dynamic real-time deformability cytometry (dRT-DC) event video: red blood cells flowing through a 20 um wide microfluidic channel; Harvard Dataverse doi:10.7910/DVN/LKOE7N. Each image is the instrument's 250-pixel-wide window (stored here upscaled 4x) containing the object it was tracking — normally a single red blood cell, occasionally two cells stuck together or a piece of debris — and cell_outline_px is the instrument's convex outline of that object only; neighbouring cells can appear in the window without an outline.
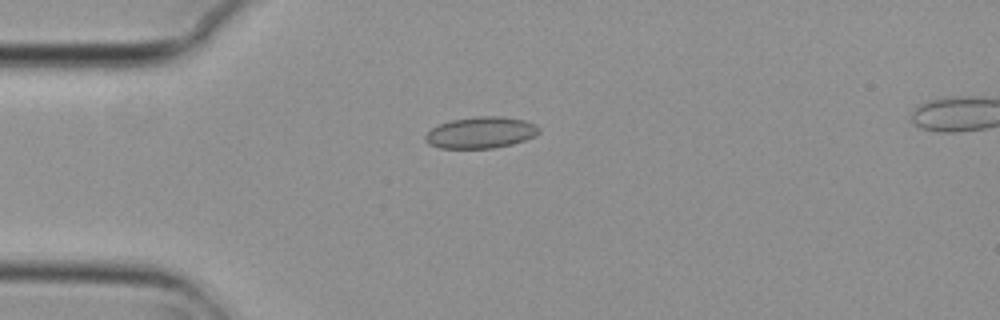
{"species": "common noctule bat (a hibernating species)", "species_latin": "Nyctalus noctula", "temperature_condition": "cold", "stored_images_in_passage": 6, "camera_frame_rate_fps": 3000, "um_per_image_px": 0.085, "animal": {"sex": "female", "body_mass_g": 29.2, "forearm_length_mm": 56.3}, "frame": {"image": 1, "passage_image": 4, "time_ms": 1.0, "image_size_px": [1000, 320], "cell_outline_px": [[540, 132], [536, 136], [512, 144], [492, 148], [440, 148], [428, 144], [424, 140], [424, 136], [432, 128], [440, 124], [452, 120], [476, 116], [504, 116], [524, 120], [536, 124], [540, 128]], "centroid_in_image_um": [40.89, 11.26], "position_along_channel_um": 44.1, "area_um2": 20.92}}
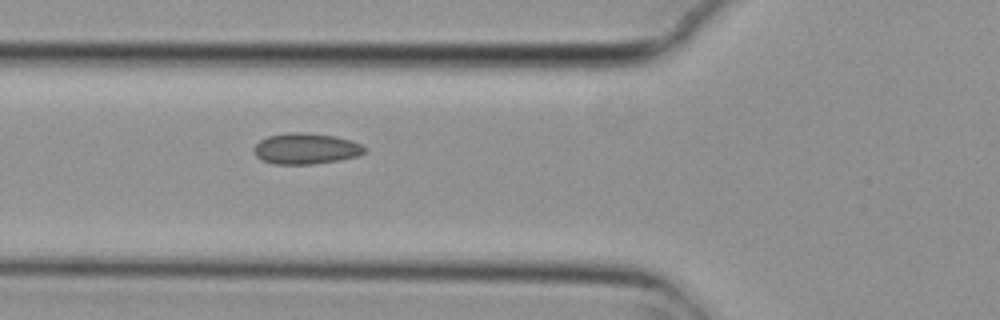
{"frame": {"image": 2, "passage_image": 6, "time_ms": 1.667, "image_size_px": [1000, 320], "cell_outline_px": [[368, 148], [364, 152], [356, 156], [340, 160], [312, 164], [276, 164], [264, 160], [256, 156], [252, 148], [260, 140], [268, 136], [288, 132], [308, 132], [336, 136], [352, 140]], "centroid_in_image_um": [26.01, 12.62], "position_along_channel_um": 99.8, "area_um2": 20.06}}